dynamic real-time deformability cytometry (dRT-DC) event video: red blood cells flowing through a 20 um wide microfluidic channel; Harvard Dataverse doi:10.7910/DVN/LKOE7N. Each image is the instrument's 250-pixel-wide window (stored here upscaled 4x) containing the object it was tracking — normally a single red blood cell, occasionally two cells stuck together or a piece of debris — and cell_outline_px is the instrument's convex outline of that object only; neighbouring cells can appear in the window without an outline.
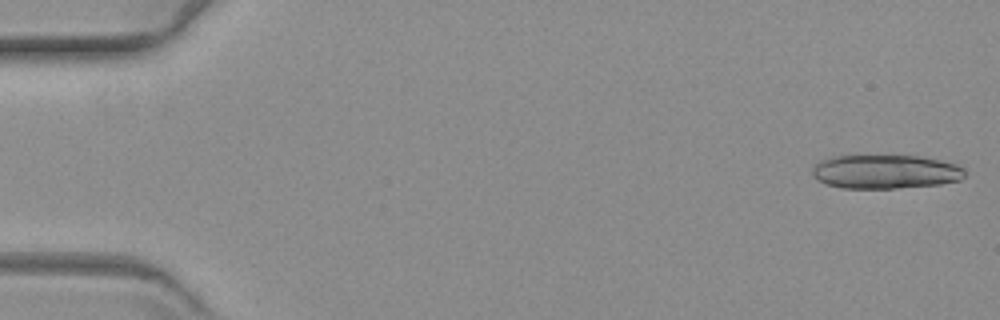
{"species": "common noctule bat (a hibernating species)", "species_latin": "Nyctalus noctula", "temperature_condition": "warm", "stored_images_in_passage": 18, "camera_frame_rate_fps": 3000, "um_per_image_px": 0.085, "animal": {"sex": "female", "body_mass_g": 19.3, "forearm_length_mm": 54.1}, "frame": {"image": 1, "passage_image": 1, "time_ms": 0.0, "image_size_px": [1000, 320], "cell_outline_px": [[964, 176], [960, 180], [940, 184], [896, 188], [844, 188], [828, 184], [820, 180], [812, 172], [812, 168], [820, 160], [832, 156], [916, 156], [940, 160], [956, 164], [964, 168]], "centroid_in_image_um": [75.28, 14.59], "position_along_channel_um": 9.7, "area_um2": 29.82}}